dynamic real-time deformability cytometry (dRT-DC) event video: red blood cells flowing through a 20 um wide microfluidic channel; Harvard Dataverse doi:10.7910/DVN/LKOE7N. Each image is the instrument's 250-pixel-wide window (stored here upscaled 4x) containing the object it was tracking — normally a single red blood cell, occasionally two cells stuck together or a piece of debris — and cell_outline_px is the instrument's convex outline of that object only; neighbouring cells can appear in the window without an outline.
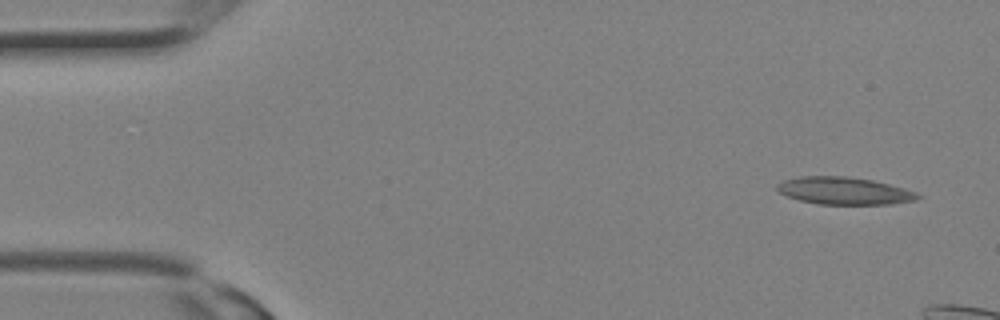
{"species": "Egyptian fruit bat (a non-hibernating species)", "species_latin": "Rousettus aegyptiacus", "temperature_condition": "room temperature", "stored_images_in_passage": 6, "camera_frame_rate_fps": 3000, "um_per_image_px": 0.085, "animal": {"sex": "female"}, "frame": {"image": 1, "passage_image": 1, "time_ms": 0.0, "image_size_px": [1000, 320], "cell_outline_px": [[924, 196], [916, 200], [892, 204], [820, 204], [800, 200], [788, 196], [780, 192], [776, 188], [776, 184], [784, 180], [800, 176], [848, 176], [872, 180], [904, 188], [916, 192]], "centroid_in_image_um": [71.78, 16.21], "position_along_channel_um": 13.2, "area_um2": 22.43}}